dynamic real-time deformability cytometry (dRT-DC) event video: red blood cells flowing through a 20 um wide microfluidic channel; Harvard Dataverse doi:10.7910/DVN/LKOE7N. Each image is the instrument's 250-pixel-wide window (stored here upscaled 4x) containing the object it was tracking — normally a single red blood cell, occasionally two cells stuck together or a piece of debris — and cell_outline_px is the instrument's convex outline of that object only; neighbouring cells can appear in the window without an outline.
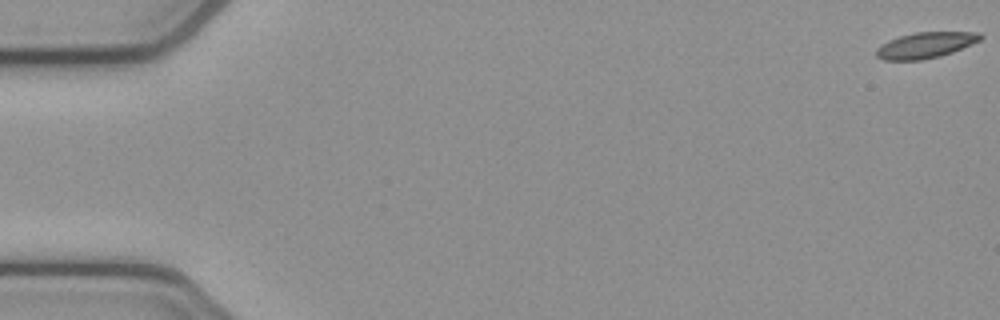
{"species": "common noctule bat (a hibernating species)", "species_latin": "Nyctalus noctula", "temperature_condition": "cold", "stored_images_in_passage": 54, "camera_frame_rate_fps": 3000, "um_per_image_px": 0.085, "animal": {"sex": "female", "body_mass_g": 21.9}, "frame": {"image": 1, "passage_image": 1, "time_ms": 0.0, "image_size_px": [1000, 320], "cell_outline_px": [[984, 36], [980, 40], [972, 44], [952, 52], [940, 56], [920, 60], [884, 60], [876, 56], [876, 48], [888, 40], [900, 36], [916, 32], [980, 32]], "centroid_in_image_um": [78.67, 3.83], "position_along_channel_um": 6.3, "area_um2": 15.66}}
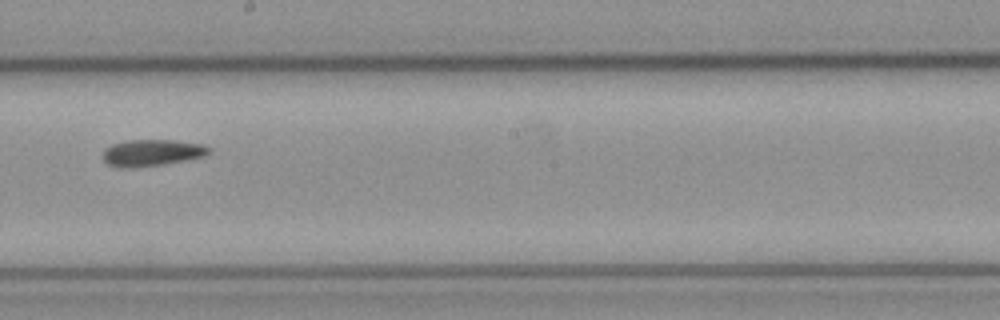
{"frame": {"image": 2, "passage_image": 31, "time_ms": 10.0, "image_size_px": [1000, 320], "cell_outline_px": [[212, 148], [204, 156], [164, 164], [136, 168], [116, 168], [108, 164], [100, 156], [104, 148], [112, 144], [128, 140], [176, 140], [204, 144]], "centroid_in_image_um": [12.85, 12.99], "position_along_channel_um": 235.3, "area_um2": 16.76}}
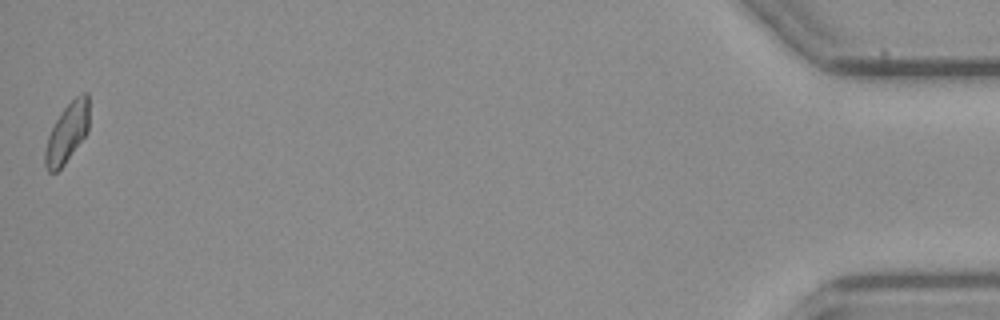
{"frame": {"image": 3, "passage_image": 54, "time_ms": 17.667, "image_size_px": [1000, 320], "cell_outline_px": [[88, 132], [64, 164], [56, 172], [48, 172], [44, 164], [44, 152], [48, 136], [56, 120], [64, 108], [80, 92], [88, 92]], "centroid_in_image_um": [5.7, 11.29], "position_along_channel_um": 429.5, "area_um2": 15.14}}